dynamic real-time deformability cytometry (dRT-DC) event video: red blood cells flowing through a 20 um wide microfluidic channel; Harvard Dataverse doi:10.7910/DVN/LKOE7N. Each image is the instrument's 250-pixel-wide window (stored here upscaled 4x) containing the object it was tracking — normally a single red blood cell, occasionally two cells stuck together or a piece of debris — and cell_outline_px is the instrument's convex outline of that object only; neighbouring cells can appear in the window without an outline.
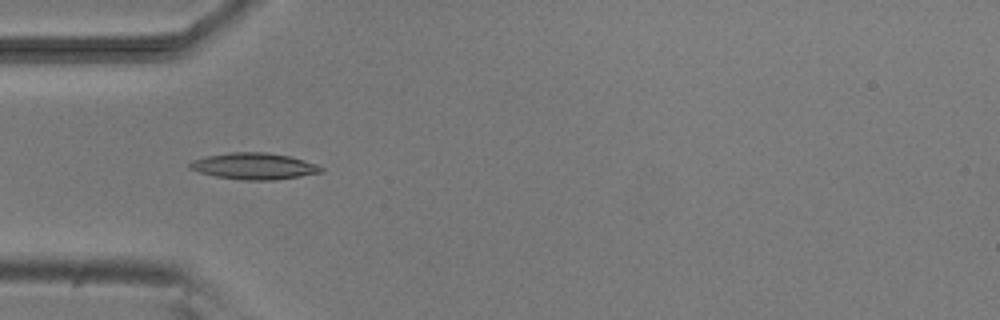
{"species": "common noctule bat (a hibernating species)", "species_latin": "Nyctalus noctula", "temperature_condition": "room temperature", "stored_images_in_passage": 9, "camera_frame_rate_fps": 3000, "um_per_image_px": 0.085, "animal": {"sex": "male", "body_mass_g": 20.5, "forearm_length_mm": 52.5}, "frame": {"image": 1, "passage_image": 3, "time_ms": 2.333, "image_size_px": [1000, 320], "cell_outline_px": [[324, 172], [300, 176], [272, 180], [244, 180], [216, 176], [200, 172], [188, 168], [188, 164], [192, 160], [204, 156], [232, 152], [264, 152], [288, 156], [304, 160], [316, 164], [324, 168]], "centroid_in_image_um": [21.58, 14.12], "position_along_channel_um": 63.4, "area_um2": 20.17}}
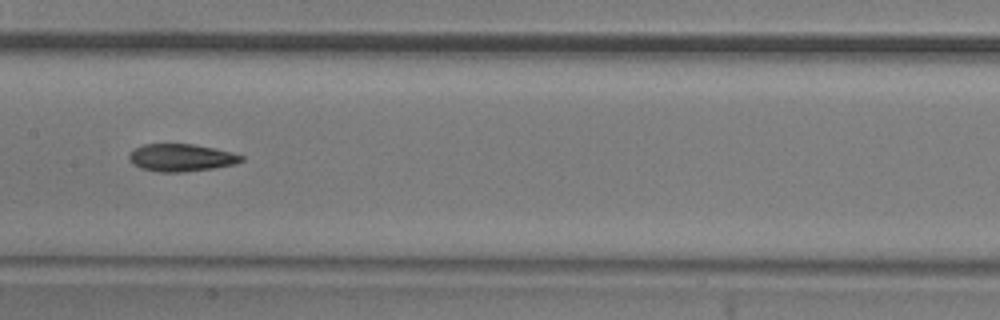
{"frame": {"image": 2, "passage_image": 6, "time_ms": 5.667, "image_size_px": [1000, 320], "cell_outline_px": [[244, 160], [236, 164], [212, 168], [184, 172], [160, 172], [140, 168], [132, 164], [128, 160], [128, 156], [136, 148], [144, 144], [192, 144], [216, 148], [232, 152], [244, 156]], "centroid_in_image_um": [15.42, 13.4], "position_along_channel_um": 192.0, "area_um2": 18.03}}
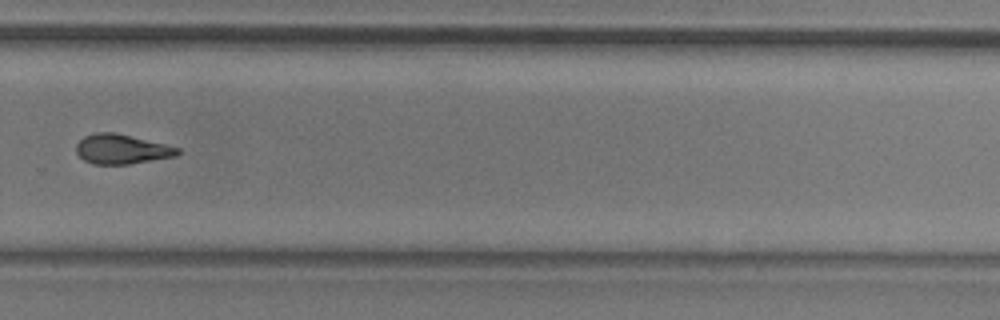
{"frame": {"image": 3, "passage_image": 9, "time_ms": 9.0, "image_size_px": [1000, 320], "cell_outline_px": [[180, 152], [176, 156], [128, 164], [92, 164], [84, 160], [76, 152], [76, 144], [84, 136], [96, 132], [116, 132], [180, 148]], "centroid_in_image_um": [10.32, 12.67], "position_along_channel_um": 319.5, "area_um2": 17.46}}